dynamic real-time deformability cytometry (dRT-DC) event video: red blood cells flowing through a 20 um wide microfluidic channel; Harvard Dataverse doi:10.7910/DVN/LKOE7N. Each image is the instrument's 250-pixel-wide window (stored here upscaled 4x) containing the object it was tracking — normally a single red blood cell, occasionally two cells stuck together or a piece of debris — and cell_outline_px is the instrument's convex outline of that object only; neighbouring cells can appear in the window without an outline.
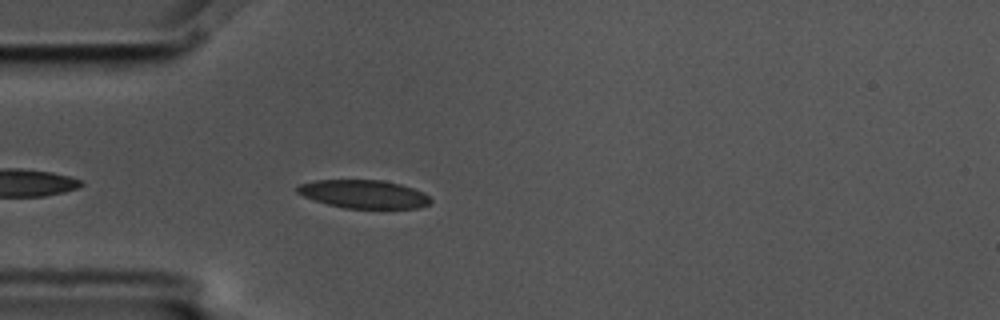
{"species": "common noctule bat (a hibernating species)", "species_latin": "Nyctalus noctula", "temperature_condition": "cold", "stored_images_in_passage": 4, "camera_frame_rate_fps": 3000, "um_per_image_px": 0.085, "animal": {"sex": "male", "body_mass_g": 17.5, "forearm_length_mm": 52.3}, "frame": {"image": 1, "passage_image": 4, "time_ms": 1.0, "image_size_px": [1000, 320], "cell_outline_px": [[432, 200], [428, 204], [420, 208], [344, 208], [328, 204], [304, 196], [296, 192], [296, 188], [300, 184], [316, 180], [384, 180], [400, 184], [412, 188], [428, 196]], "centroid_in_image_um": [30.91, 16.5], "position_along_channel_um": 54.1, "area_um2": 21.73}}